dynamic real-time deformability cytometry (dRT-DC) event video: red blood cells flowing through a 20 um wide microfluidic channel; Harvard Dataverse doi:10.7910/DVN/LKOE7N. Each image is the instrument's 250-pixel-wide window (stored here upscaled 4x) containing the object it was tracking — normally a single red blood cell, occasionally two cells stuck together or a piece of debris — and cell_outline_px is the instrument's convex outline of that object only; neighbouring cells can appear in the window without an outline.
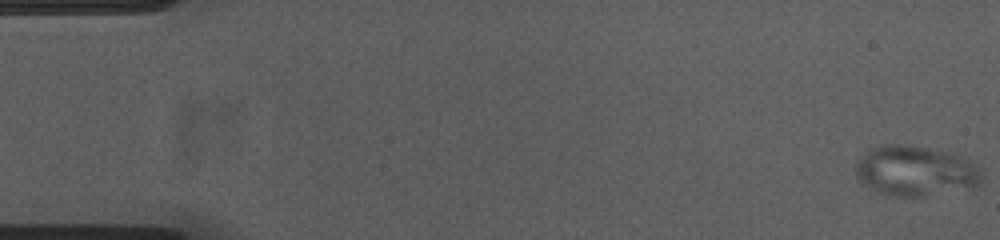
{"species": "common noctule bat (a hibernating species)", "species_latin": "Nyctalus noctula", "temperature_condition": "cold", "stored_images_in_passage": 55, "camera_frame_rate_fps": 3000, "um_per_image_px": 0.085, "animal": {"sex": "female", "body_mass_g": 23.0, "forearm_length_mm": 53.4}, "frame": {"image": 1, "passage_image": 1, "time_ms": 0.0, "image_size_px": [1000, 240], "cell_outline_px": [[980, 184], [976, 188], [924, 196], [888, 196], [876, 192], [860, 184], [856, 176], [856, 164], [860, 156], [868, 148], [880, 144], [908, 144], [948, 152], [964, 156], [980, 172]], "centroid_in_image_um": [77.74, 14.53], "position_along_channel_um": 7.3, "area_um2": 37.51}}
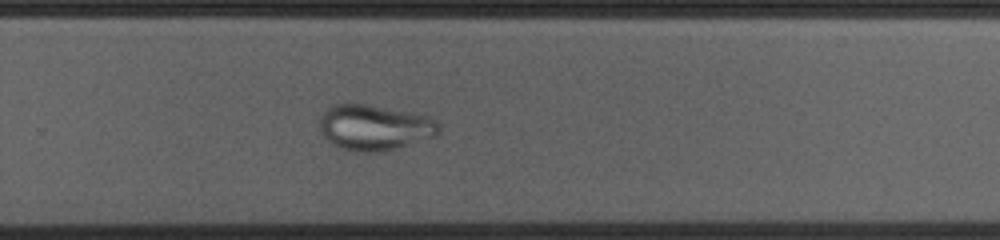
{"frame": {"image": 2, "passage_image": 36, "time_ms": 11.667, "image_size_px": [1000, 240], "cell_outline_px": [[440, 128], [436, 136], [396, 148], [376, 152], [364, 152], [344, 148], [332, 144], [320, 132], [320, 116], [332, 104], [368, 104], [432, 116], [436, 120]], "centroid_in_image_um": [31.85, 10.81], "position_along_channel_um": 297.9, "area_um2": 31.56}}
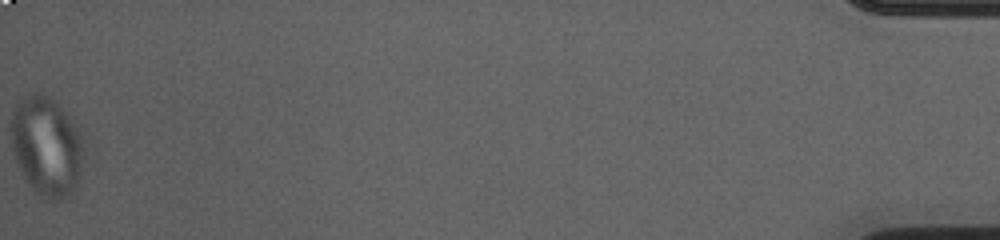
{"frame": {"image": 3, "passage_image": 55, "time_ms": 18.0, "image_size_px": [1000, 240], "cell_outline_px": [[88, 156], [72, 196], [60, 200], [48, 200], [40, 196], [28, 184], [16, 160], [12, 144], [12, 112], [16, 104], [28, 92], [44, 92], [56, 100], [76, 128], [84, 144]], "centroid_in_image_um": [4.01, 12.44], "position_along_channel_um": 431.2, "area_um2": 42.83}}